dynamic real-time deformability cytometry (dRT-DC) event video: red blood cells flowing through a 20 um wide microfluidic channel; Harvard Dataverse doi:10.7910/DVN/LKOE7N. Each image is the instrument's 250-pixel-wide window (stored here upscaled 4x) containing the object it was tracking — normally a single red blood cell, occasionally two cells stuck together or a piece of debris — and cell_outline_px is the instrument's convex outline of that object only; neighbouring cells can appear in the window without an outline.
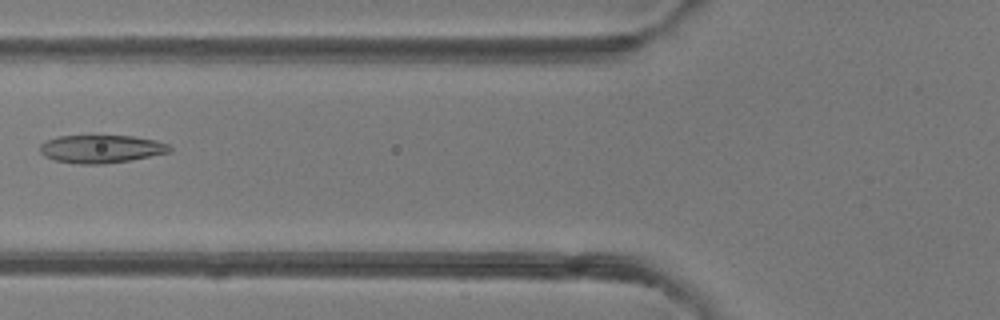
{"species": "common noctule bat (a hibernating species)", "species_latin": "Nyctalus noctula", "temperature_condition": "room temperature", "stored_images_in_passage": 6, "camera_frame_rate_fps": 3000, "um_per_image_px": 0.085, "animal": {"sex": "female"}, "frame": {"image": 1, "passage_image": 6, "time_ms": 6.333, "image_size_px": [1000, 320], "cell_outline_px": [[172, 148], [168, 152], [128, 160], [104, 164], [80, 164], [56, 160], [44, 156], [40, 152], [40, 144], [44, 140], [56, 136], [132, 136], [156, 140], [168, 144]], "centroid_in_image_um": [8.55, 12.65], "position_along_channel_um": 117.3, "area_um2": 20.98}}